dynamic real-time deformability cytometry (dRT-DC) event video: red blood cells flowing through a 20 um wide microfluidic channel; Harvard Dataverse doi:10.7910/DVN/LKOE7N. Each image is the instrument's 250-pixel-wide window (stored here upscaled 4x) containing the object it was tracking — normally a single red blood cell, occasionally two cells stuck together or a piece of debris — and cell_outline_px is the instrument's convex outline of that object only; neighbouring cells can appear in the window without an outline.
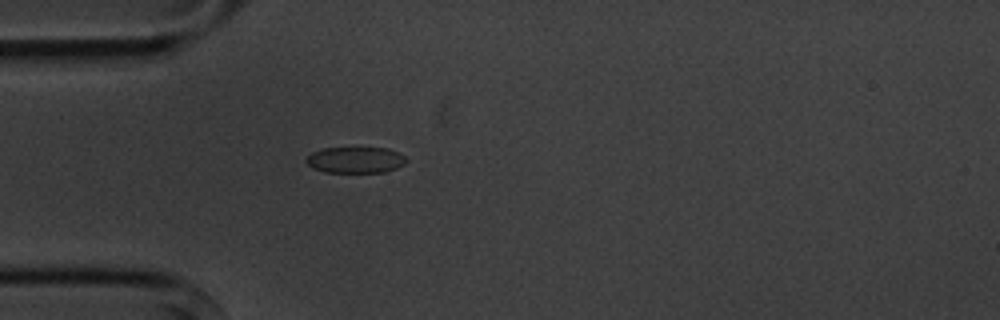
{"species": "common noctule bat (a hibernating species)", "species_latin": "Nyctalus noctula", "temperature_condition": "cold", "stored_images_in_passage": 5, "camera_frame_rate_fps": 3000, "um_per_image_px": 0.085, "animal": {"sex": "male", "body_mass_g": 20.1, "forearm_length_mm": 53.5}, "frame": {"image": 1, "passage_image": 5, "time_ms": 5.667, "image_size_px": [1000, 320], "cell_outline_px": [[408, 160], [404, 164], [396, 168], [384, 172], [324, 172], [312, 168], [304, 160], [312, 152], [324, 148], [388, 148], [404, 156]], "centroid_in_image_um": [30.2, 13.6], "position_along_channel_um": 54.8, "area_um2": 15.2}}